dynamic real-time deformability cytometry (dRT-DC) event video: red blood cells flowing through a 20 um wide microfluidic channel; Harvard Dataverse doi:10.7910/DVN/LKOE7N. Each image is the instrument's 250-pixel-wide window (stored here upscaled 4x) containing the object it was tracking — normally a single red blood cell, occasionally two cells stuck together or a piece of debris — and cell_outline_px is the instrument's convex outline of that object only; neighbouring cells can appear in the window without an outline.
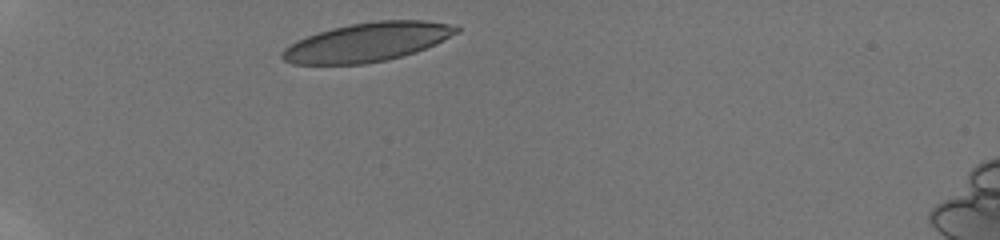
{"species": "human", "species_latin": "Homo sapiens", "temperature_condition": "room temperature", "stored_images_in_passage": 14, "camera_frame_rate_fps": 3000, "um_per_image_px": 0.085, "donor": {"sex": "male"}, "frame": {"image": 1, "passage_image": 1, "time_ms": 0.0, "image_size_px": [1000, 240], "cell_outline_px": [[460, 32], [436, 44], [416, 52], [388, 60], [364, 64], [292, 64], [284, 60], [280, 56], [280, 52], [284, 48], [296, 40], [332, 28], [348, 24], [376, 20], [424, 20], [456, 24], [460, 28]], "centroid_in_image_um": [31.26, 3.57], "position_along_channel_um": 53.7, "area_um2": 39.82}}
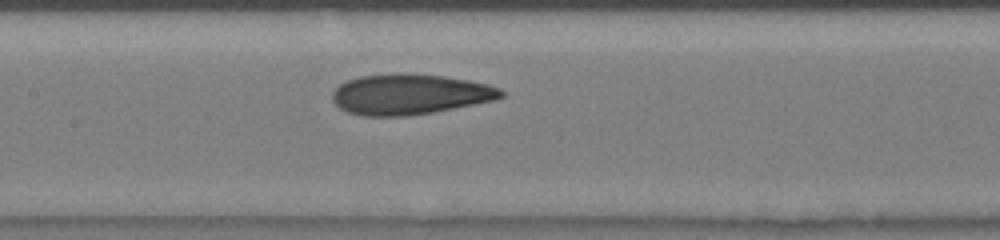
{"frame": {"image": 2, "passage_image": 7, "time_ms": 4.0, "image_size_px": [1000, 240], "cell_outline_px": [[504, 96], [496, 100], [432, 112], [404, 116], [364, 116], [348, 112], [340, 108], [332, 100], [332, 92], [340, 84], [348, 80], [360, 76], [392, 72], [408, 72], [444, 76], [468, 80], [488, 84], [500, 88], [504, 92]], "centroid_in_image_um": [34.83, 7.99], "position_along_channel_um": 172.6, "area_um2": 40.11}}
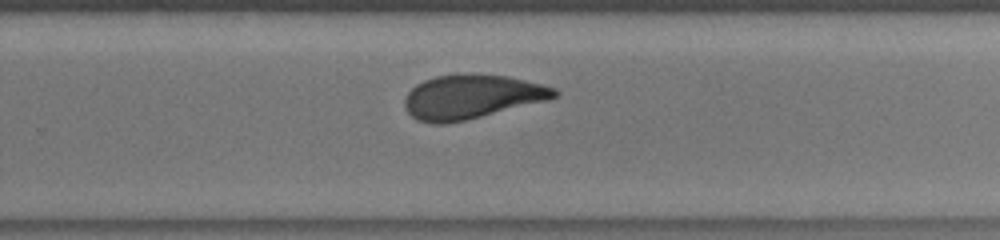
{"frame": {"image": 3, "passage_image": 13, "time_ms": 7.0, "image_size_px": [1000, 240], "cell_outline_px": [[560, 92], [556, 96], [544, 100], [448, 124], [432, 124], [416, 120], [408, 112], [404, 104], [404, 96], [416, 84], [424, 80], [436, 76], [508, 76], [556, 88]], "centroid_in_image_um": [40.01, 8.25], "position_along_channel_um": 289.8, "area_um2": 37.28}}